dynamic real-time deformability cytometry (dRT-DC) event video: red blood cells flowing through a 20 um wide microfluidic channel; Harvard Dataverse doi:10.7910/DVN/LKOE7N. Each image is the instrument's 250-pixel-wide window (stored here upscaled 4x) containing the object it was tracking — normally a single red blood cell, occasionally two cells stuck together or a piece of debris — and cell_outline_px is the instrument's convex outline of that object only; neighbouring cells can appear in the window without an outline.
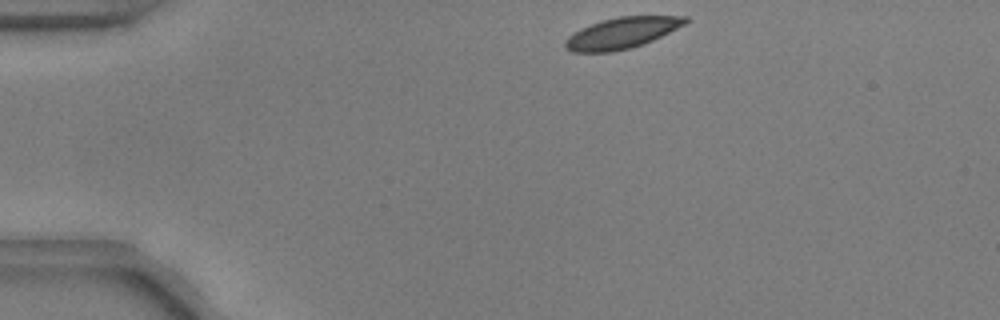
{"species": "common noctule bat (a hibernating species)", "species_latin": "Nyctalus noctula", "temperature_condition": "warm", "stored_images_in_passage": 45, "camera_frame_rate_fps": 3000, "um_per_image_px": 0.085, "animal": {"sex": "male", "body_mass_g": 17.9, "forearm_length_mm": 54.2}, "frame": {"image": 1, "passage_image": 1, "time_ms": 0.0, "image_size_px": [1000, 320], "cell_outline_px": [[688, 20], [684, 24], [644, 44], [612, 52], [572, 52], [564, 48], [564, 40], [568, 36], [580, 28], [604, 20], [620, 16], [688, 16]], "centroid_in_image_um": [52.8, 2.81], "position_along_channel_um": 32.2, "area_um2": 21.5}}
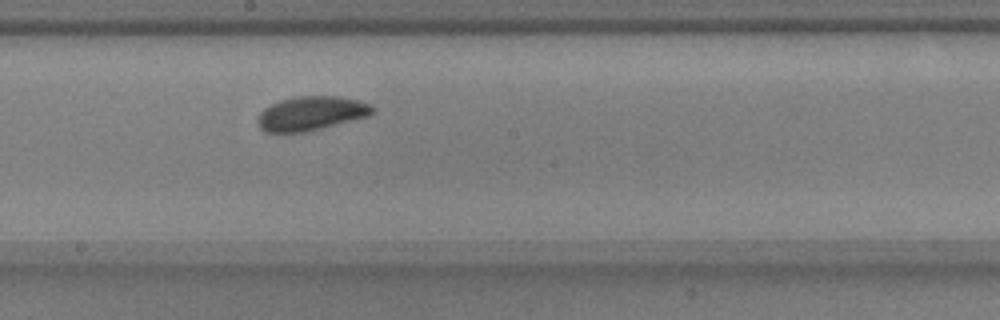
{"frame": {"image": 2, "passage_image": 21, "time_ms": 6.667, "image_size_px": [1000, 320], "cell_outline_px": [[376, 108], [368, 116], [304, 132], [276, 136], [264, 132], [260, 128], [256, 120], [260, 112], [264, 108], [280, 100], [300, 96], [340, 96], [360, 100]], "centroid_in_image_um": [26.36, 9.67], "position_along_channel_um": 221.8, "area_um2": 23.24}}
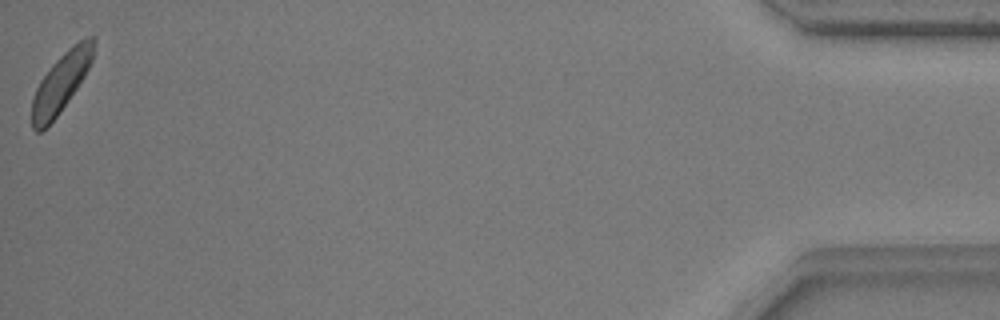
{"frame": {"image": 3, "passage_image": 45, "time_ms": 14.667, "image_size_px": [1000, 320], "cell_outline_px": [[96, 40], [92, 60], [84, 76], [68, 100], [56, 116], [40, 132], [36, 132], [32, 128], [32, 100], [36, 88], [40, 80], [52, 64], [72, 44], [88, 36], [96, 36]], "centroid_in_image_um": [5.19, 6.97], "position_along_channel_um": 430.0, "area_um2": 20.92}, "authors_computed_cell_mechanics": {"area_um2": 22.3108, "velocity_mm_per_s": 3.7028, "shape_relaxation_time_tau1_ms": 1.3003, "shape_relaxation_time_tau2_ms": null, "deformation_change_tau1": 0.0729, "deformation_change_tau2": null}}